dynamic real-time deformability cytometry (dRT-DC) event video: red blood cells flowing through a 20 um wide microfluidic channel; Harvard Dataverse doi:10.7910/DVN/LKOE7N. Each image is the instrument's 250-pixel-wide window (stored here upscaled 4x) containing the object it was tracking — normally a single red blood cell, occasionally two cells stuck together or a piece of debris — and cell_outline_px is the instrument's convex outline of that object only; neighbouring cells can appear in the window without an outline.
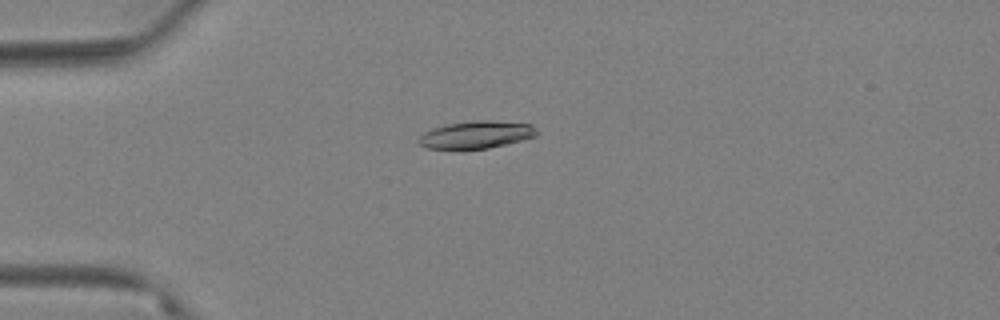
{"species": "Egyptian fruit bat (a non-hibernating species)", "species_latin": "Rousettus aegyptiacus", "temperature_condition": "warm", "stored_images_in_passage": 49, "camera_frame_rate_fps": 3000, "um_per_image_px": 0.085, "animal": {"sex": "female"}, "frame": {"image": 1, "passage_image": 3, "time_ms": 0.667, "image_size_px": [1000, 320], "cell_outline_px": [[536, 136], [524, 140], [488, 148], [428, 148], [420, 144], [416, 140], [424, 132], [432, 128], [448, 124], [476, 120], [492, 120], [532, 124], [536, 128]], "centroid_in_image_um": [40.51, 11.43], "position_along_channel_um": 44.5, "area_um2": 18.73}}
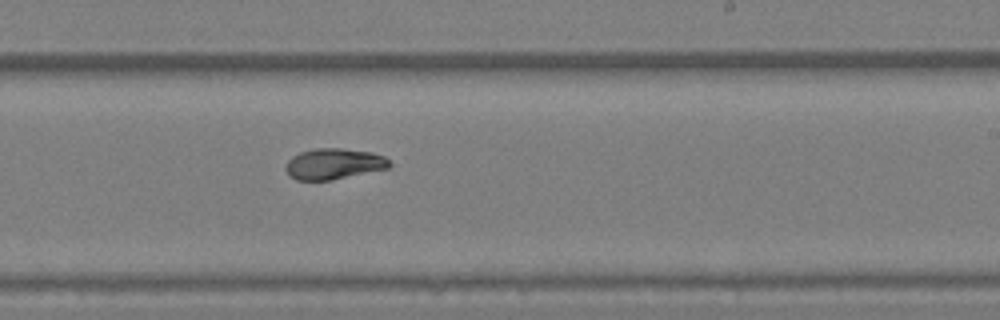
{"frame": {"image": 2, "passage_image": 25, "time_ms": 8.0, "image_size_px": [1000, 320], "cell_outline_px": [[392, 164], [388, 168], [332, 180], [296, 180], [288, 176], [284, 168], [288, 160], [292, 156], [300, 152], [312, 148], [340, 148], [372, 152], [384, 156]], "centroid_in_image_um": [28.33, 13.93], "position_along_channel_um": 260.7, "area_um2": 18.84}}
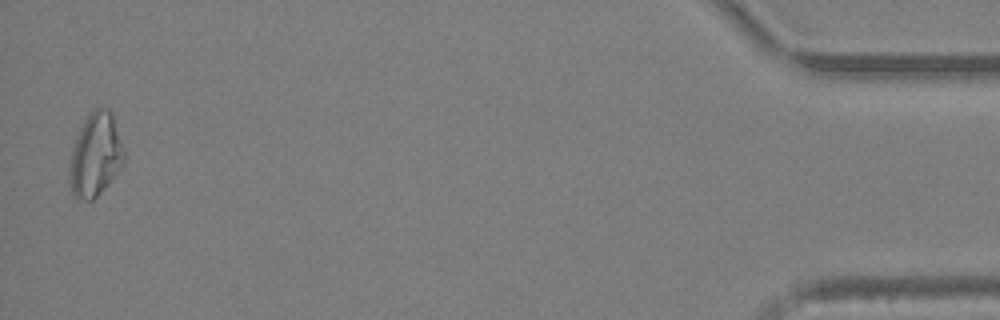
{"frame": {"image": 3, "passage_image": 48, "time_ms": 15.667, "image_size_px": [1000, 320], "cell_outline_px": [[124, 164], [108, 184], [92, 200], [76, 200], [72, 196], [68, 184], [68, 168], [72, 148], [80, 128], [88, 112], [96, 108], [108, 108], [112, 112], [124, 152]], "centroid_in_image_um": [8.07, 13.2], "position_along_channel_um": 427.1, "area_um2": 26.82}, "authors_computed_cell_mechanics": {"area_um2": 19.2474, "velocity_mm_per_s": 3.303, "shape_relaxation_time_tau1_ms": 8.8283, "shape_relaxation_time_tau2_ms": 2.8402, "deformation_change_tau1": 0.2316, "deformation_change_tau2": 0.0747}}